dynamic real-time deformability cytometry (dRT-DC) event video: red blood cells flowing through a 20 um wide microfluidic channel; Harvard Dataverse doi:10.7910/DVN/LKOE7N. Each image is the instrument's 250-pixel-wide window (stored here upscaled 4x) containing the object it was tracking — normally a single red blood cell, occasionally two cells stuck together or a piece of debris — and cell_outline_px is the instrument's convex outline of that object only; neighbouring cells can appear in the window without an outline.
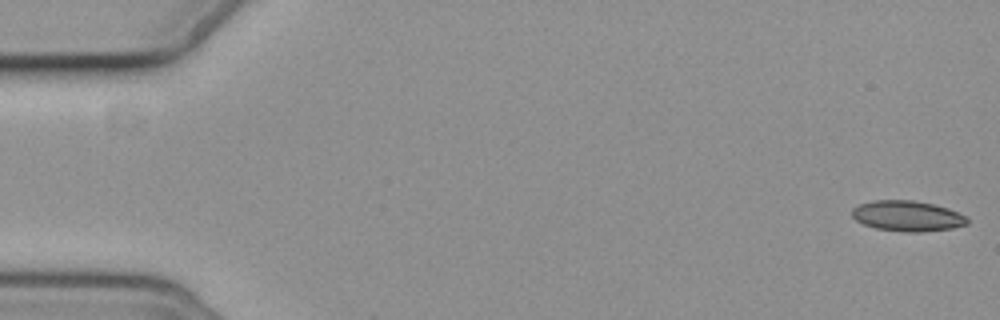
{"species": "common noctule bat (a hibernating species)", "species_latin": "Nyctalus noctula", "temperature_condition": "cold", "stored_images_in_passage": 9, "camera_frame_rate_fps": 3000, "um_per_image_px": 0.085, "animal": {"sex": "female", "body_mass_g": 19.3, "forearm_length_mm": 54.1}, "frame": {"image": 1, "passage_image": 1, "time_ms": 0.0, "image_size_px": [1000, 320], "cell_outline_px": [[968, 224], [952, 228], [920, 232], [904, 232], [876, 228], [864, 224], [856, 220], [852, 216], [852, 208], [860, 204], [872, 200], [912, 200], [932, 204], [948, 208], [968, 216]], "centroid_in_image_um": [77.14, 18.36], "position_along_channel_um": 7.9, "area_um2": 20.52}}
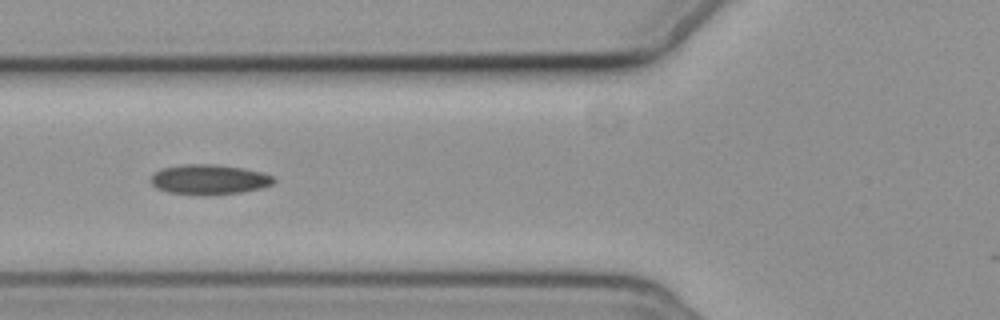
{"frame": {"image": 2, "passage_image": 7, "time_ms": 7.0, "image_size_px": [1000, 320], "cell_outline_px": [[276, 180], [272, 184], [264, 188], [240, 192], [168, 192], [156, 188], [152, 184], [152, 176], [160, 168], [184, 164], [212, 164], [244, 168], [260, 172], [272, 176]], "centroid_in_image_um": [17.8, 15.2], "position_along_channel_um": 108.0, "area_um2": 20.52}}
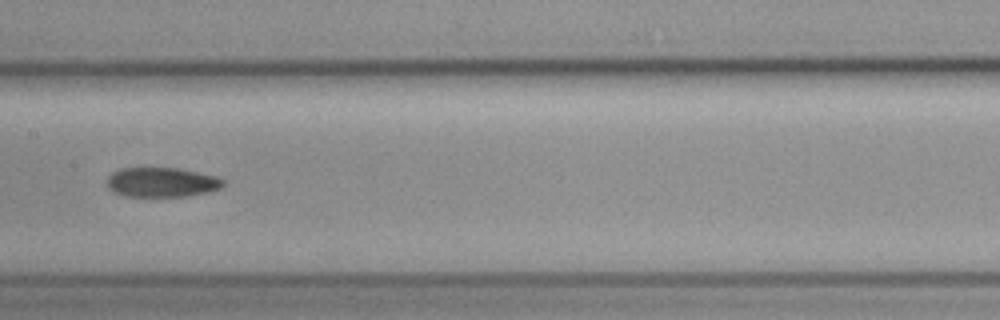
{"frame": {"image": 3, "passage_image": 9, "time_ms": 9.333, "image_size_px": [1000, 320], "cell_outline_px": [[224, 184], [220, 188], [208, 192], [188, 196], [124, 196], [112, 192], [108, 188], [108, 176], [112, 172], [120, 168], [180, 168], [216, 176], [224, 180]], "centroid_in_image_um": [13.74, 15.49], "position_along_channel_um": 193.7, "area_um2": 20.11}}